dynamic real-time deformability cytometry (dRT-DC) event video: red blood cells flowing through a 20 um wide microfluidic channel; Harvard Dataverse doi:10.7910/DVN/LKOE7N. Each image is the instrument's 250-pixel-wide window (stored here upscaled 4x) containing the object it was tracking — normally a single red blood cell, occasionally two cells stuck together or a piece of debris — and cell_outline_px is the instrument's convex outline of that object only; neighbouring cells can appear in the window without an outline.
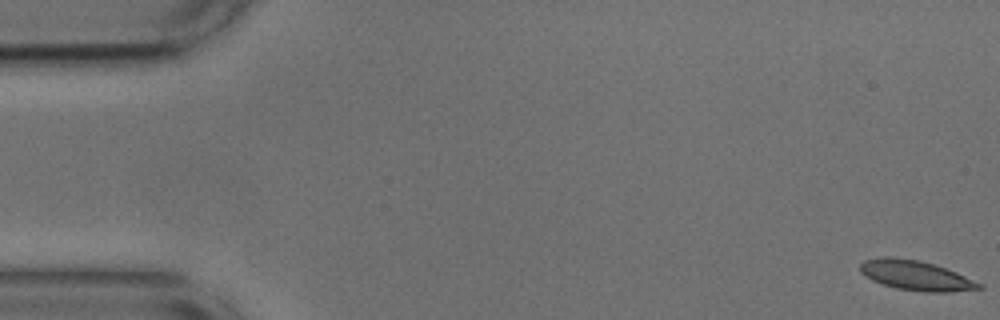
{"species": "common noctule bat (a hibernating species)", "species_latin": "Nyctalus noctula", "temperature_condition": "cold", "stored_images_in_passage": 54, "camera_frame_rate_fps": 3000, "um_per_image_px": 0.085, "animal": {"sex": "male", "body_mass_g": 17.9, "forearm_length_mm": 54.2}, "frame": {"image": 1, "passage_image": 1, "time_ms": 0.0, "image_size_px": [1000, 320], "cell_outline_px": [[984, 288], [948, 292], [924, 292], [896, 288], [872, 280], [864, 276], [860, 272], [860, 264], [864, 260], [884, 256], [888, 256], [920, 260], [956, 272], [984, 284]], "centroid_in_image_um": [77.84, 23.41], "position_along_channel_um": 7.2, "area_um2": 20.63}}
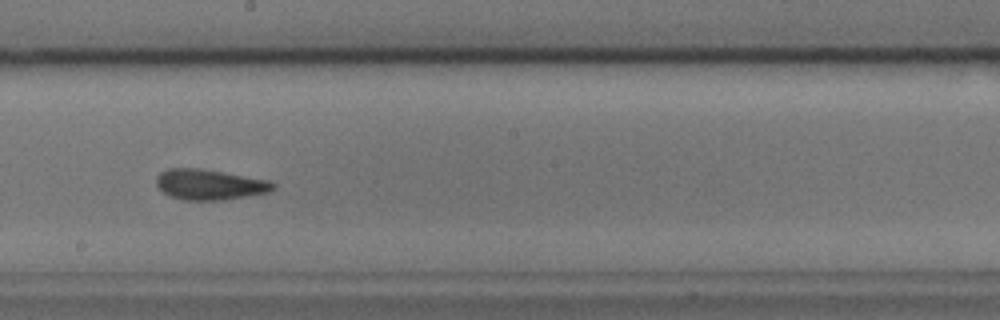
{"frame": {"image": 2, "passage_image": 30, "time_ms": 9.667, "image_size_px": [1000, 320], "cell_outline_px": [[276, 188], [268, 192], [224, 200], [184, 200], [172, 196], [164, 192], [156, 184], [156, 176], [160, 172], [168, 168], [200, 168], [272, 180], [276, 184]], "centroid_in_image_um": [17.85, 15.67], "position_along_channel_um": 230.3, "area_um2": 20.87}}
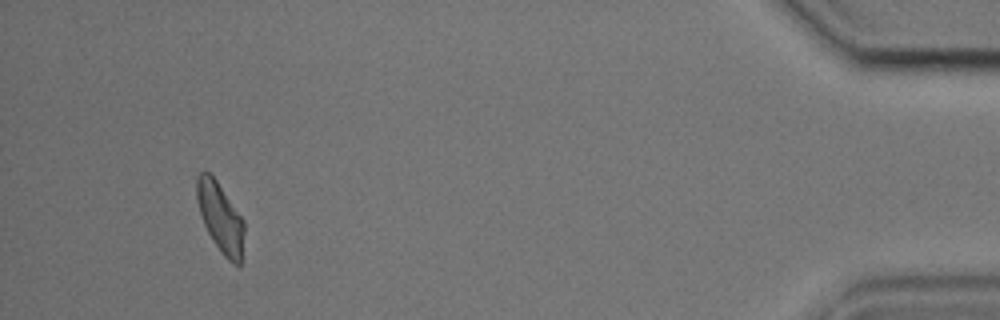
{"frame": {"image": 3, "passage_image": 51, "time_ms": 16.667, "image_size_px": [1000, 320], "cell_outline_px": [[244, 232], [240, 264], [232, 264], [220, 252], [212, 240], [204, 224], [196, 200], [196, 176], [200, 172], [208, 172], [216, 180], [244, 220]], "centroid_in_image_um": [18.71, 18.49], "position_along_channel_um": 416.5, "area_um2": 19.07}, "authors_computed_cell_mechanics": {"area_um2": 20.4901, "velocity_mm_per_s": 3.6763, "shape_relaxation_time_tau1_ms": 7.7845, "shape_relaxation_time_tau2_ms": 1.8681, "deformation_change_tau1": 0.1479, "deformation_change_tau2": 0.069}}